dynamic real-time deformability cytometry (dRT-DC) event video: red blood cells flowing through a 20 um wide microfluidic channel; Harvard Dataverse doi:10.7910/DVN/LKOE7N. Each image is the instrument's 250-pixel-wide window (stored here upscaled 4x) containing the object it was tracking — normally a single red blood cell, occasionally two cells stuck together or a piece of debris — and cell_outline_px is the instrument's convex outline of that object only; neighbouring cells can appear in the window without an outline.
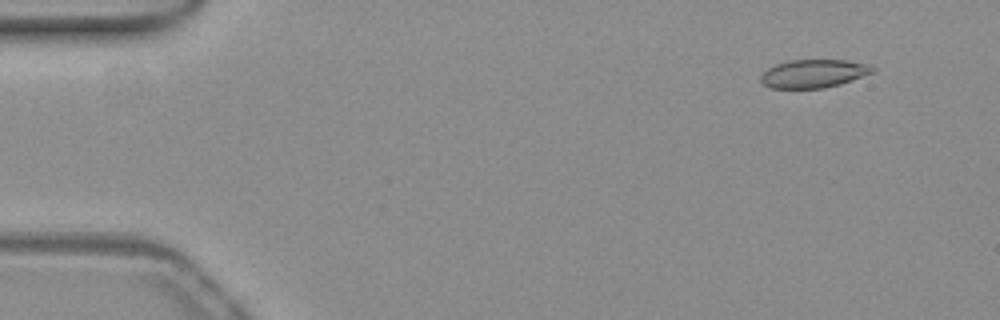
{"species": "common noctule bat (a hibernating species)", "species_latin": "Nyctalus noctula", "temperature_condition": "warm", "stored_images_in_passage": 53, "camera_frame_rate_fps": 3000, "um_per_image_px": 0.085, "animal": {"sex": "female", "body_mass_g": 19.3, "forearm_length_mm": 54.1}, "frame": {"image": 1, "passage_image": 5, "time_ms": 1.333, "image_size_px": [1000, 320], "cell_outline_px": [[876, 68], [872, 72], [840, 84], [824, 88], [768, 88], [760, 80], [760, 76], [768, 68], [776, 64], [788, 60], [844, 60], [868, 64]], "centroid_in_image_um": [69.12, 6.25], "position_along_channel_um": 15.9, "area_um2": 18.26}}
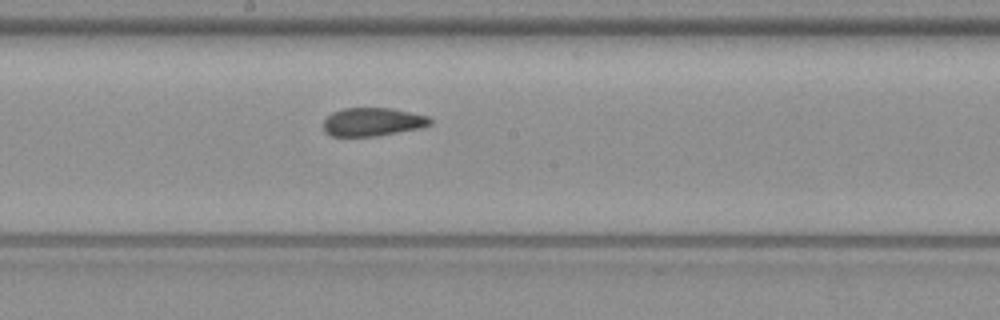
{"frame": {"image": 2, "passage_image": 29, "time_ms": 9.333, "image_size_px": [1000, 320], "cell_outline_px": [[432, 124], [420, 128], [380, 136], [332, 136], [324, 132], [324, 120], [332, 112], [344, 108], [392, 108], [428, 116], [432, 120]], "centroid_in_image_um": [31.68, 10.36], "position_along_channel_um": 216.5, "area_um2": 17.74}}
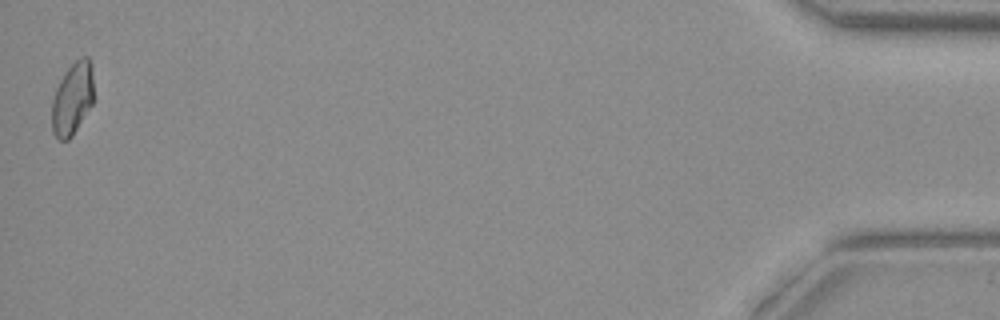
{"frame": {"image": 3, "passage_image": 53, "time_ms": 17.333, "image_size_px": [1000, 320], "cell_outline_px": [[92, 104], [72, 136], [68, 140], [60, 140], [52, 132], [52, 100], [56, 88], [64, 72], [80, 56], [88, 56], [92, 64]], "centroid_in_image_um": [6.14, 8.36], "position_along_channel_um": 429.1, "area_um2": 17.57}, "authors_computed_cell_mechanics": {"area_um2": 18.496, "velocity_mm_per_s": 3.8929, "shape_relaxation_time_tau1_ms": 9.9481, "shape_relaxation_time_tau2_ms": 1.8812, "deformation_change_tau1": 0.2565, "deformation_change_tau2": 0.093}}